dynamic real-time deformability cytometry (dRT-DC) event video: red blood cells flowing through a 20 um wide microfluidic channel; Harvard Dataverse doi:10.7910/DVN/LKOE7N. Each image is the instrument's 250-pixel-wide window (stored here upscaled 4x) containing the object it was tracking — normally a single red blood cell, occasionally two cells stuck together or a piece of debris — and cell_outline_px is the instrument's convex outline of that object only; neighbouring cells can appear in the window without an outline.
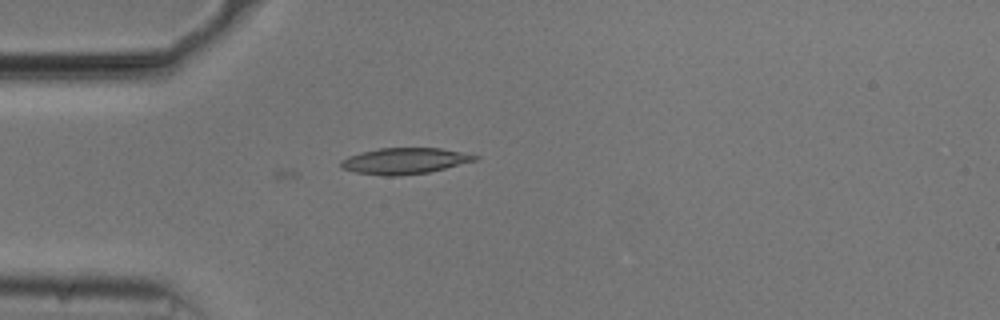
{"species": "common noctule bat (a hibernating species)", "species_latin": "Nyctalus noctula", "temperature_condition": "cold", "stored_images_in_passage": 28, "camera_frame_rate_fps": 3000, "um_per_image_px": 0.085, "animal": {"sex": "male", "body_mass_g": 20.5, "forearm_length_mm": 52.5}, "frame": {"image": 1, "passage_image": 1, "time_ms": 0.0, "image_size_px": [1000, 320], "cell_outline_px": [[480, 156], [476, 160], [428, 172], [400, 176], [384, 176], [356, 172], [340, 168], [340, 160], [348, 156], [360, 152], [380, 148], [440, 148]], "centroid_in_image_um": [34.33, 13.68], "position_along_channel_um": 50.7, "area_um2": 20.29}}
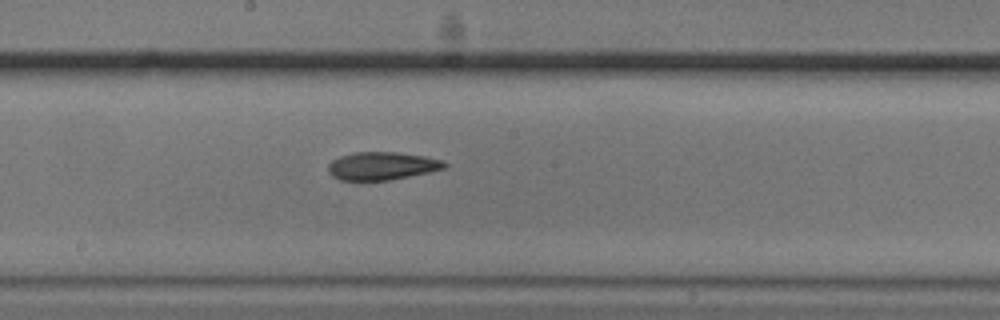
{"frame": {"image": 2, "passage_image": 15, "time_ms": 4.667, "image_size_px": [1000, 320], "cell_outline_px": [[448, 164], [444, 168], [428, 172], [388, 180], [340, 180], [332, 176], [328, 172], [328, 164], [332, 160], [340, 156], [352, 152], [396, 152], [424, 156], [440, 160]], "centroid_in_image_um": [32.41, 14.1], "position_along_channel_um": 215.8, "area_um2": 18.79}}
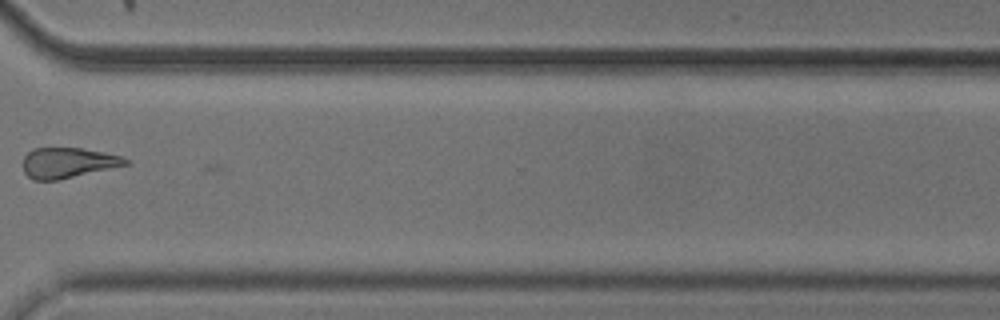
{"frame": {"image": 3, "passage_image": 27, "time_ms": 8.667, "image_size_px": [1000, 320], "cell_outline_px": [[128, 164], [60, 180], [32, 180], [24, 172], [24, 156], [32, 148], [80, 148], [104, 152], [120, 156], [128, 160]], "centroid_in_image_um": [5.74, 13.84], "position_along_channel_um": 364.9, "area_um2": 18.03}}